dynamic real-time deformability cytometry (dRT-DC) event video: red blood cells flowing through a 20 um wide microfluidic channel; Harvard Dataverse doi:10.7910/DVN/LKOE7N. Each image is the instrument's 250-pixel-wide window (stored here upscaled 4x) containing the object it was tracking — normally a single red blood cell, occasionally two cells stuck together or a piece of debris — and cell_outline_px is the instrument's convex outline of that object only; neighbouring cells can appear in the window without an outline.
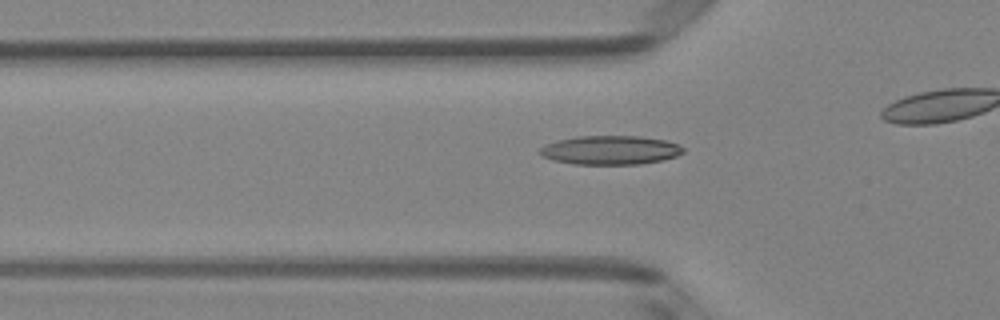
{"species": "Egyptian fruit bat (a non-hibernating species)", "species_latin": "Rousettus aegyptiacus", "temperature_condition": "room temperature", "stored_images_in_passage": 41, "camera_frame_rate_fps": 3000, "um_per_image_px": 0.085, "animal": {"sex": "female"}, "frame": {"image": 1, "passage_image": 17, "time_ms": 5.333, "image_size_px": [1000, 320], "cell_outline_px": [[684, 152], [676, 156], [660, 160], [640, 164], [572, 164], [552, 160], [540, 156], [540, 148], [544, 144], [556, 140], [580, 136], [640, 136], [664, 140], [680, 144], [684, 148]], "centroid_in_image_um": [51.85, 12.76], "position_along_channel_um": 74.0, "area_um2": 24.28}}
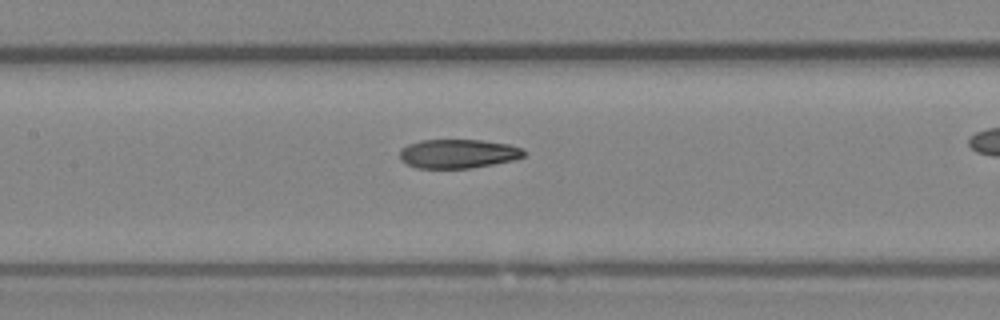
{"frame": {"image": 2, "passage_image": 24, "time_ms": 7.667, "image_size_px": [1000, 320], "cell_outline_px": [[524, 156], [512, 160], [472, 168], [416, 168], [400, 160], [400, 148], [408, 144], [420, 140], [480, 140], [508, 144], [524, 148]], "centroid_in_image_um": [38.91, 13.06], "position_along_channel_um": 168.5, "area_um2": 20.98}}
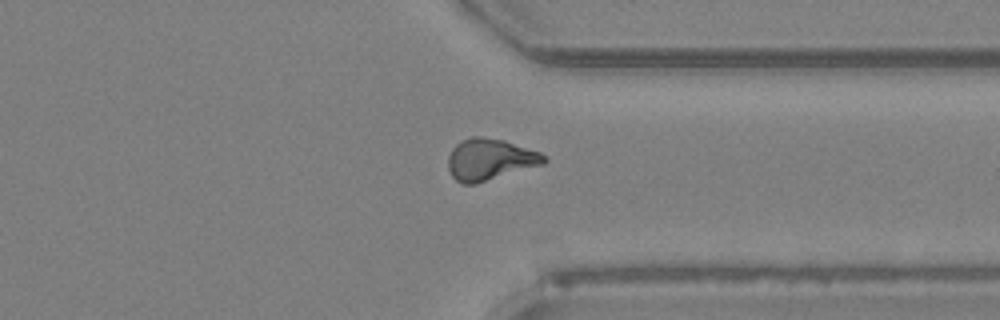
{"frame": {"image": 3, "passage_image": 39, "time_ms": 12.667, "image_size_px": [1000, 320], "cell_outline_px": [[548, 160], [544, 164], [476, 184], [464, 184], [456, 180], [452, 176], [448, 168], [448, 156], [452, 148], [460, 140], [472, 136], [480, 136], [504, 140], [540, 152]], "centroid_in_image_um": [41.63, 13.55], "position_along_channel_um": 369.8, "area_um2": 23.29}}